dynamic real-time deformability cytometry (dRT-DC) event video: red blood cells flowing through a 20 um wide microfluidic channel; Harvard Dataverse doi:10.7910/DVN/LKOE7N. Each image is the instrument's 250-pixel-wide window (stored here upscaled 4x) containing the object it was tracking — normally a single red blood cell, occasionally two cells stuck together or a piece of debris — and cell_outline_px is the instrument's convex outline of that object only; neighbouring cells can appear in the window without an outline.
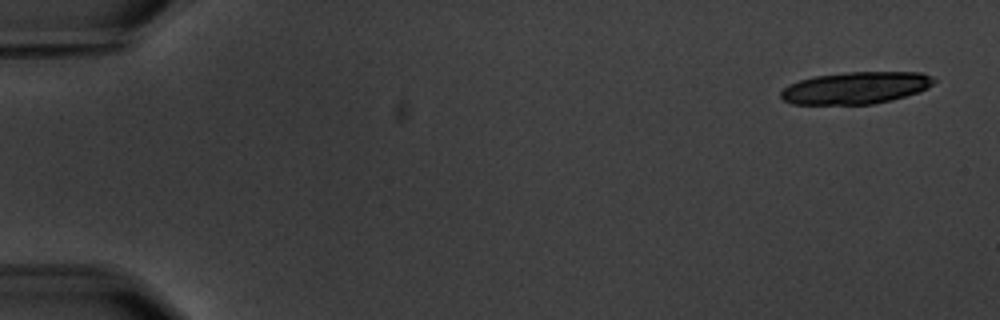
{"species": "common noctule bat (a hibernating species)", "species_latin": "Nyctalus noctula", "temperature_condition": "warm", "stored_images_in_passage": 6, "camera_frame_rate_fps": 3000, "um_per_image_px": 0.085, "animal": {"sex": "male", "body_mass_g": 20.1, "forearm_length_mm": 53.5}, "frame": {"image": 1, "passage_image": 1, "time_ms": 0.0, "image_size_px": [1000, 320], "cell_outline_px": [[936, 80], [928, 88], [892, 100], [872, 104], [792, 104], [784, 100], [780, 96], [780, 92], [788, 84], [800, 80], [816, 76], [848, 72], [920, 72], [932, 76]], "centroid_in_image_um": [72.73, 7.47], "position_along_channel_um": 12.3, "area_um2": 28.44}}